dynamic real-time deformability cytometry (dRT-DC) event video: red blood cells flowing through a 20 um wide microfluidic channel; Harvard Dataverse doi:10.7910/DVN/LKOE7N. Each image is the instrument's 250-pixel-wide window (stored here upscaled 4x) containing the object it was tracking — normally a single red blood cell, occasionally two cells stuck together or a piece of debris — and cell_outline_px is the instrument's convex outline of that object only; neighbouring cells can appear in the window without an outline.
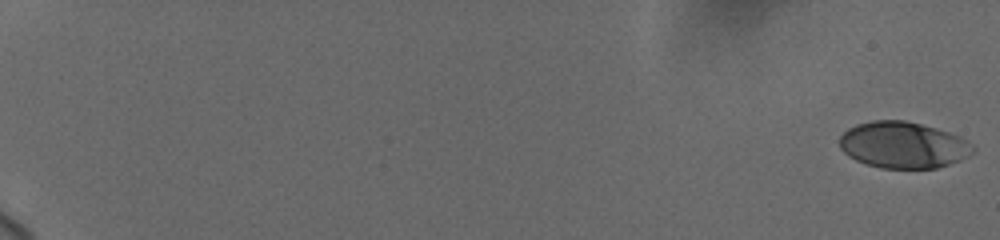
{"species": "human", "species_latin": "Homo sapiens", "temperature_condition": "cold", "stored_images_in_passage": 26, "camera_frame_rate_fps": 3000, "um_per_image_px": 0.085, "donor": {"sex": "female"}, "frame": {"image": 1, "passage_image": 1, "time_ms": 0.0, "image_size_px": [1000, 240], "cell_outline_px": [[976, 152], [960, 160], [936, 168], [880, 168], [856, 160], [848, 156], [840, 148], [840, 136], [848, 128], [856, 124], [872, 120], [904, 120], [936, 128], [960, 136], [968, 140], [976, 148]], "centroid_in_image_um": [76.79, 12.32], "position_along_channel_um": 8.2, "area_um2": 36.18}}
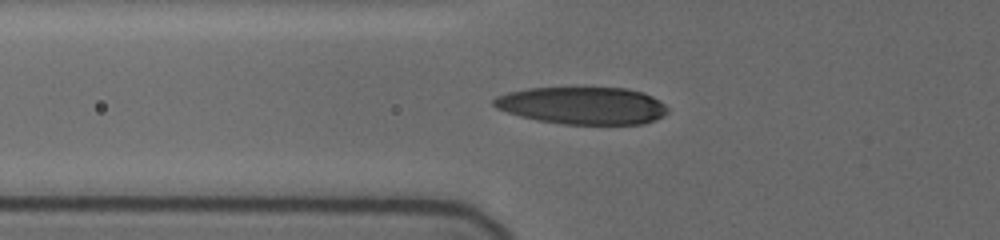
{"frame": {"image": 2, "passage_image": 22, "time_ms": 8.0, "image_size_px": [1000, 240], "cell_outline_px": [[668, 112], [644, 124], [564, 124], [536, 120], [520, 116], [496, 108], [492, 104], [492, 100], [496, 96], [508, 92], [528, 88], [628, 88], [644, 92], [660, 100], [668, 108]], "centroid_in_image_um": [49.5, 8.97], "position_along_channel_um": 76.3, "area_um2": 37.86}}
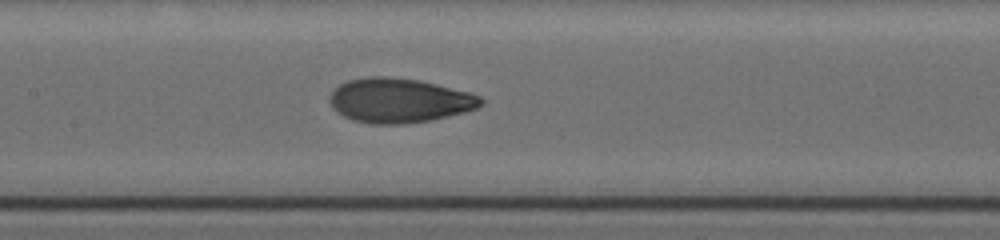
{"frame": {"image": 3, "passage_image": 26, "time_ms": 10.667, "image_size_px": [1000, 240], "cell_outline_px": [[484, 104], [476, 108], [464, 112], [432, 120], [404, 124], [372, 124], [352, 120], [336, 112], [332, 108], [328, 100], [328, 96], [340, 84], [348, 80], [368, 76], [388, 76], [420, 80], [468, 92], [480, 96], [484, 100]], "centroid_in_image_um": [33.91, 8.54], "position_along_channel_um": 173.5, "area_um2": 39.42}}